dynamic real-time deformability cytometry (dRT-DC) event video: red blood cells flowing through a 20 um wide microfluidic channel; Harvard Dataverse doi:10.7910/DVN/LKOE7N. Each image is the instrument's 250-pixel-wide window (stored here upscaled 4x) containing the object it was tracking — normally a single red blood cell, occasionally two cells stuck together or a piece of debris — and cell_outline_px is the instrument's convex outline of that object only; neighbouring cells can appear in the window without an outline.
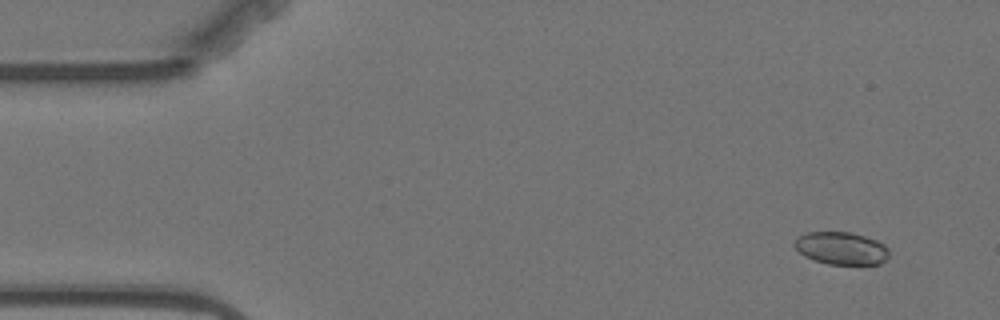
{"species": "Egyptian fruit bat (a non-hibernating species)", "species_latin": "Rousettus aegyptiacus", "temperature_condition": "warm", "stored_images_in_passage": 6, "camera_frame_rate_fps": 3000, "um_per_image_px": 0.085, "animal": {"sex": "female"}, "frame": {"image": 1, "passage_image": 2, "time_ms": 1.333, "image_size_px": [1000, 320], "cell_outline_px": [[888, 256], [880, 264], [828, 264], [804, 256], [792, 244], [800, 236], [808, 232], [848, 232], [864, 236], [876, 240], [884, 244], [888, 248]], "centroid_in_image_um": [71.51, 21.1], "position_along_channel_um": 13.5, "area_um2": 17.74}}
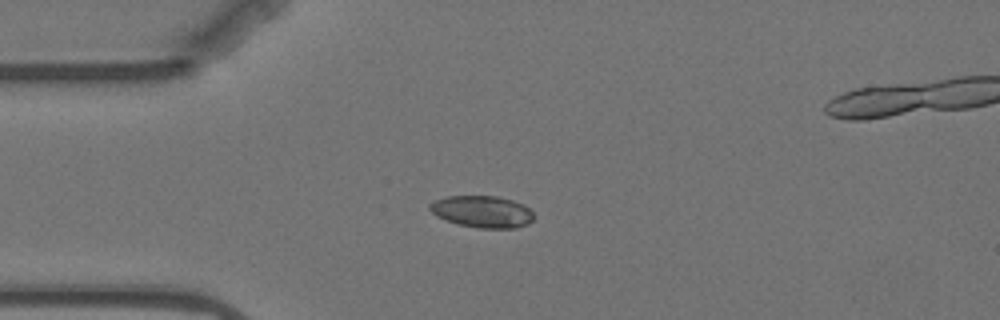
{"frame": {"image": 2, "passage_image": 5, "time_ms": 4.667, "image_size_px": [1000, 320], "cell_outline_px": [[536, 216], [528, 224], [516, 228], [480, 228], [460, 224], [436, 216], [428, 208], [428, 204], [436, 200], [448, 196], [496, 196], [512, 200], [524, 204]], "centroid_in_image_um": [41.02, 17.98], "position_along_channel_um": 44.0, "area_um2": 19.25}}